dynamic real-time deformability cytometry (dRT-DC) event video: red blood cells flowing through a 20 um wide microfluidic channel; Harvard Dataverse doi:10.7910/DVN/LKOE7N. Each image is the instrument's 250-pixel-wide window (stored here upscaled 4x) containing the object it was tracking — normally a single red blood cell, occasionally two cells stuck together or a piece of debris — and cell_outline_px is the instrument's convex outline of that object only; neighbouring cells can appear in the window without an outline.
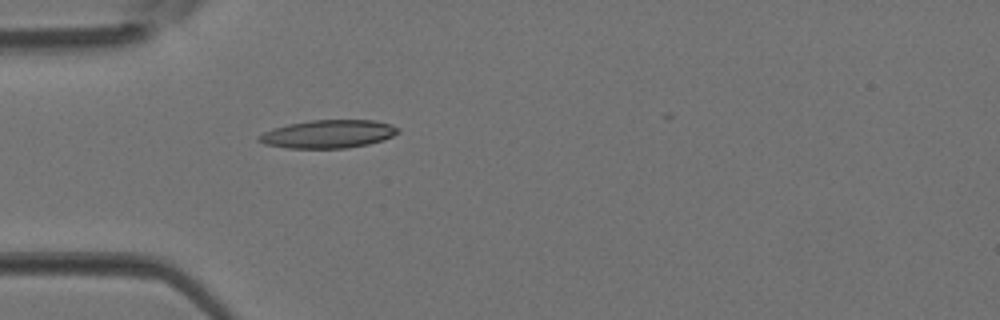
{"species": "Egyptian fruit bat (a non-hibernating species)", "species_latin": "Rousettus aegyptiacus", "temperature_condition": "room temperature", "stored_images_in_passage": 1, "camera_frame_rate_fps": 3000, "um_per_image_px": 0.085, "animal": {"sex": "female"}, "frame": {"image": 1, "passage_image": 1, "time_ms": 0.0, "image_size_px": [1000, 320], "cell_outline_px": [[400, 132], [384, 140], [368, 144], [344, 148], [288, 148], [264, 144], [256, 140], [256, 136], [272, 128], [288, 124], [312, 120], [372, 120], [388, 124], [400, 128]], "centroid_in_image_um": [27.86, 11.39], "position_along_channel_um": 57.1, "area_um2": 22.83}}